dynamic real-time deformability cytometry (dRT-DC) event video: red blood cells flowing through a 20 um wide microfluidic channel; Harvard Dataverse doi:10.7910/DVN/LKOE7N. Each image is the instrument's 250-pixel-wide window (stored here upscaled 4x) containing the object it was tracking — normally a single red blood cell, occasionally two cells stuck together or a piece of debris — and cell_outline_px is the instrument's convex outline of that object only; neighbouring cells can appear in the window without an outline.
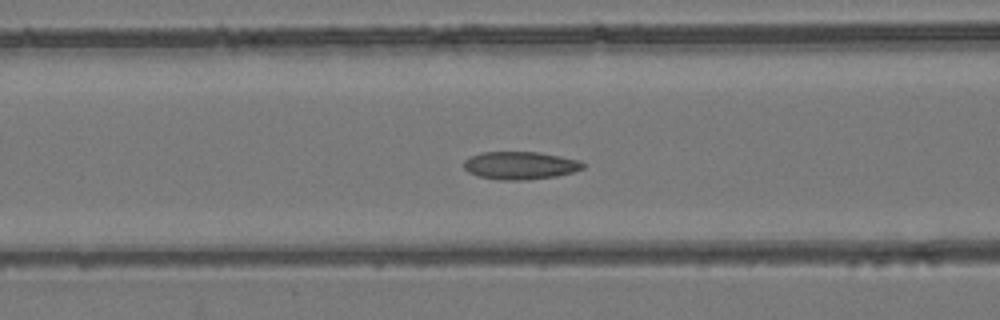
{"species": "common noctule bat (a hibernating species)", "species_latin": "Nyctalus noctula", "temperature_condition": "room temperature", "stored_images_in_passage": 55, "camera_frame_rate_fps": 3000, "um_per_image_px": 0.085, "animal": {"sex": "female", "body_mass_g": 24.6, "forearm_length_mm": 56.2}, "frame": {"image": 1, "passage_image": 23, "time_ms": 7.333, "image_size_px": [1000, 320], "cell_outline_px": [[588, 164], [584, 168], [572, 172], [556, 176], [528, 180], [500, 180], [480, 176], [468, 172], [464, 168], [464, 160], [468, 156], [480, 152], [540, 152], [580, 160]], "centroid_in_image_um": [44.23, 14.05], "position_along_channel_um": 122.4, "area_um2": 19.54}}
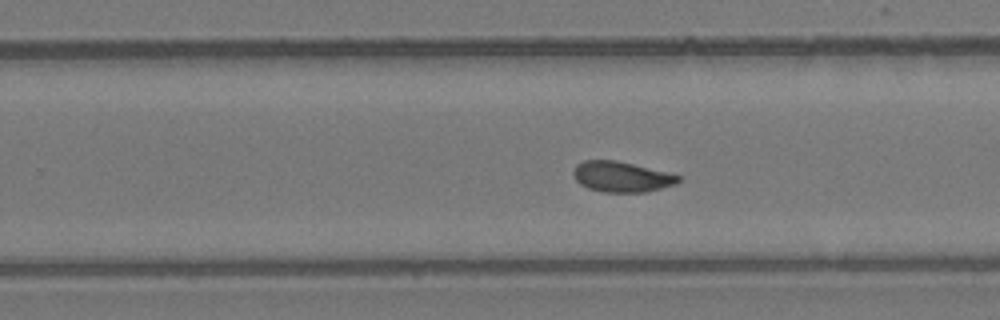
{"frame": {"image": 2, "passage_image": 35, "time_ms": 11.333, "image_size_px": [1000, 320], "cell_outline_px": [[680, 180], [676, 184], [644, 192], [604, 192], [588, 188], [580, 184], [572, 176], [572, 172], [576, 164], [584, 160], [616, 160], [680, 176]], "centroid_in_image_um": [52.76, 15.02], "position_along_channel_um": 277.0, "area_um2": 18.44}}
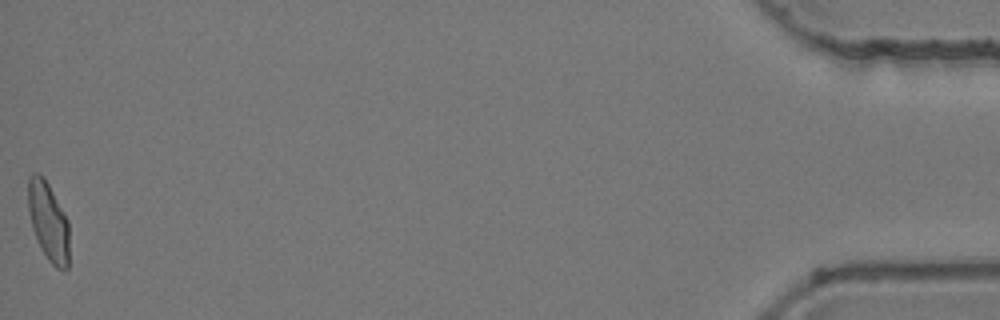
{"frame": {"image": 3, "passage_image": 55, "time_ms": 18.0, "image_size_px": [1000, 320], "cell_outline_px": [[68, 268], [56, 268], [48, 260], [40, 248], [32, 228], [28, 208], [28, 176], [32, 172], [40, 172], [44, 176], [68, 220]], "centroid_in_image_um": [4.08, 18.78], "position_along_channel_um": 431.1, "area_um2": 18.9}, "authors_computed_cell_mechanics": {"area_um2": 19.1318, "velocity_mm_per_s": 3.8744, "shape_relaxation_time_tau1_ms": null, "shape_relaxation_time_tau2_ms": 1.3294, "deformation_change_tau1": null, "deformation_change_tau2": 0.0515}}